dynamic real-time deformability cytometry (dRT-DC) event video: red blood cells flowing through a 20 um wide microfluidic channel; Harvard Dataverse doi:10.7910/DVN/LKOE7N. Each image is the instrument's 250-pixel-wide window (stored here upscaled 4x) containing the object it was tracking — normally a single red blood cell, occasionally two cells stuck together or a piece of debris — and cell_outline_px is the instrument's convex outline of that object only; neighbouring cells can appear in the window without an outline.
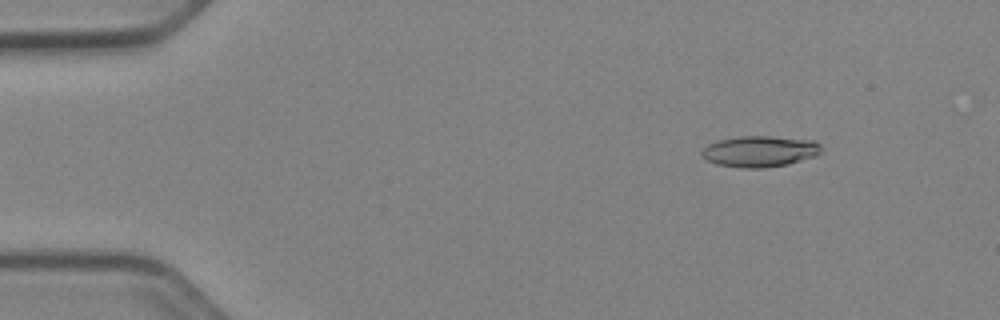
{"species": "Egyptian fruit bat (a non-hibernating species)", "species_latin": "Rousettus aegyptiacus", "temperature_condition": "cold", "stored_images_in_passage": 52, "camera_frame_rate_fps": 3000, "um_per_image_px": 0.085, "animal": {"sex": "female"}, "frame": {"image": 1, "passage_image": 7, "time_ms": 2.0, "image_size_px": [1000, 320], "cell_outline_px": [[820, 152], [816, 156], [788, 164], [764, 168], [740, 168], [716, 164], [704, 160], [700, 156], [700, 152], [708, 144], [720, 140], [740, 136], [768, 136], [816, 140], [820, 144]], "centroid_in_image_um": [64.56, 12.87], "position_along_channel_um": 20.4, "area_um2": 21.85}}
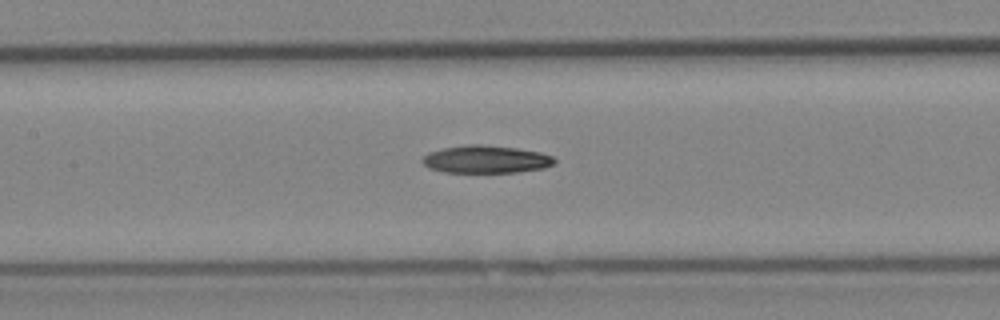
{"frame": {"image": 2, "passage_image": 25, "time_ms": 8.0, "image_size_px": [1000, 320], "cell_outline_px": [[556, 160], [552, 164], [544, 168], [516, 172], [444, 172], [428, 168], [420, 160], [428, 152], [444, 148], [468, 144], [480, 144], [516, 148], [540, 152], [552, 156]], "centroid_in_image_um": [41.27, 13.54], "position_along_channel_um": 166.1, "area_um2": 21.21}}
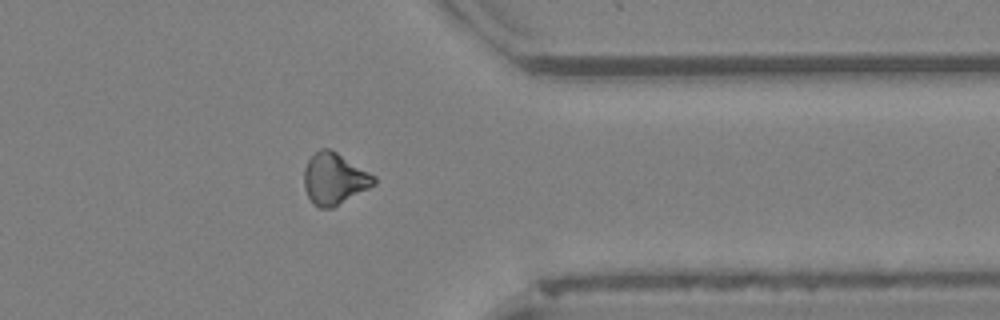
{"frame": {"image": 3, "passage_image": 42, "time_ms": 13.667, "image_size_px": [1000, 320], "cell_outline_px": [[376, 184], [332, 208], [320, 208], [312, 204], [304, 188], [304, 168], [308, 160], [320, 148], [328, 148], [336, 152], [376, 176]], "centroid_in_image_um": [28.4, 15.21], "position_along_channel_um": 383.0, "area_um2": 20.87}, "authors_computed_cell_mechanics": {"area_um2": 21.4438, "velocity_mm_per_s": 3.9687, "shape_relaxation_time_tau1_ms": 5.4425, "shape_relaxation_time_tau2_ms": null, "deformation_change_tau1": 0.1259, "deformation_change_tau2": null}}